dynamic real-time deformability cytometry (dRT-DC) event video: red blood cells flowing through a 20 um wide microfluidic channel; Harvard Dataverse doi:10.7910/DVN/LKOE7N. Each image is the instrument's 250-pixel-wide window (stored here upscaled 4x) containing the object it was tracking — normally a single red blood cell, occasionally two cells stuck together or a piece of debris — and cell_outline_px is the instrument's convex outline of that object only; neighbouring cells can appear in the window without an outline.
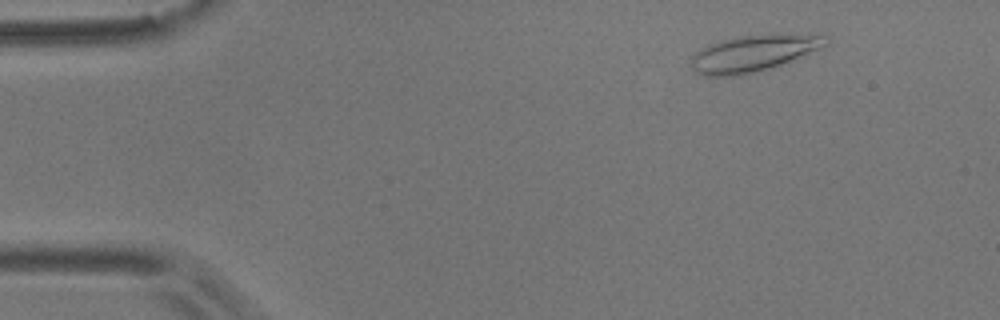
{"species": "common noctule bat (a hibernating species)", "species_latin": "Nyctalus noctula", "temperature_condition": "room temperature", "stored_images_in_passage": 52, "camera_frame_rate_fps": 3000, "um_per_image_px": 0.085, "animal": {"sex": "male", "body_mass_g": 17.9}, "frame": {"image": 1, "passage_image": 3, "time_ms": 0.667, "image_size_px": [1000, 320], "cell_outline_px": [[828, 44], [780, 64], [756, 72], [740, 76], [704, 76], [696, 72], [688, 64], [692, 56], [696, 52], [708, 44], [720, 40], [740, 36], [828, 36]], "centroid_in_image_um": [63.86, 4.58], "position_along_channel_um": 21.1, "area_um2": 27.57}}
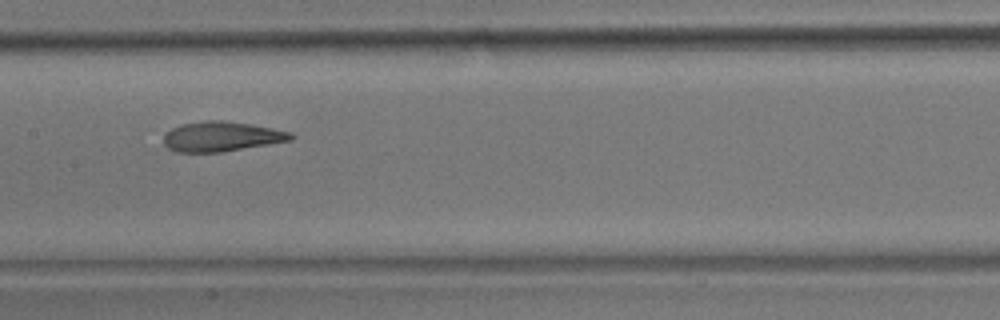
{"frame": {"image": 2, "passage_image": 24, "time_ms": 7.667, "image_size_px": [1000, 320], "cell_outline_px": [[296, 136], [292, 140], [220, 152], [176, 152], [168, 148], [164, 144], [164, 132], [172, 128], [184, 124], [204, 120], [220, 120], [248, 124], [272, 128], [292, 132]], "centroid_in_image_um": [18.82, 11.6], "position_along_channel_um": 188.6, "area_um2": 22.02}}
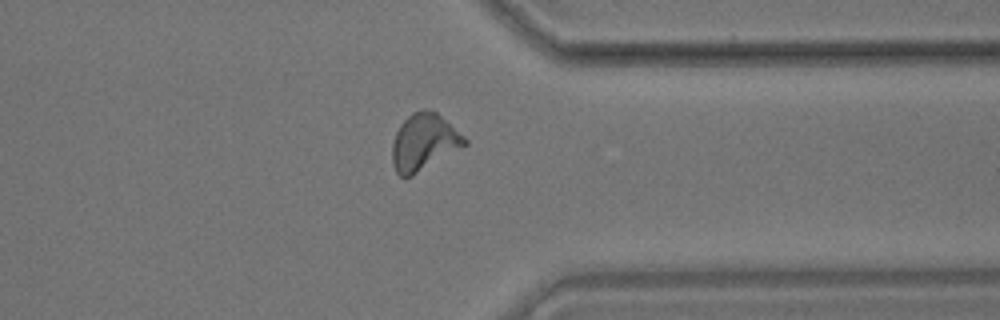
{"frame": {"image": 3, "passage_image": 40, "time_ms": 13.0, "image_size_px": [1000, 320], "cell_outline_px": [[468, 144], [412, 176], [400, 176], [396, 172], [392, 164], [392, 144], [396, 132], [400, 124], [412, 112], [424, 108], [436, 112], [464, 136], [468, 140]], "centroid_in_image_um": [36.02, 12.08], "position_along_channel_um": 375.4, "area_um2": 23.81}, "authors_computed_cell_mechanics": {"area_um2": 22.4264, "velocity_mm_per_s": 3.5868, "shape_relaxation_time_tau1_ms": 5.0722, "shape_relaxation_time_tau2_ms": 1.7503, "deformation_change_tau1": 0.2027, "deformation_change_tau2": 0.1018}}